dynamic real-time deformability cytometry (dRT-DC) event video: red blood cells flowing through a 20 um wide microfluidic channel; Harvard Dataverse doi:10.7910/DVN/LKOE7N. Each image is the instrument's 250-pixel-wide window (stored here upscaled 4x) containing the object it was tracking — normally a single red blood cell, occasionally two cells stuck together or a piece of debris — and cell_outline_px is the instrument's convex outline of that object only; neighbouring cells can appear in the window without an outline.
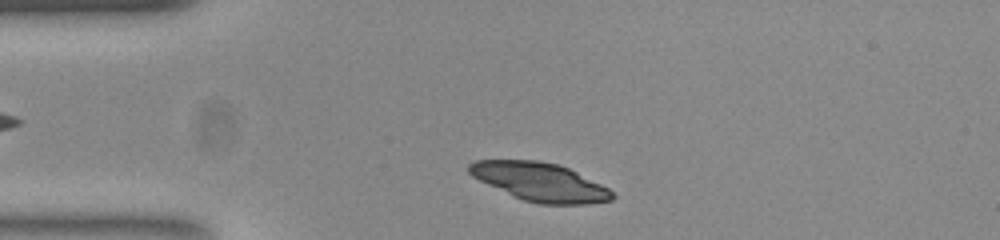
{"species": "common noctule bat (a hibernating species)", "species_latin": "Nyctalus noctula", "temperature_condition": "room temperature", "stored_images_in_passage": 37, "camera_frame_rate_fps": 3000, "um_per_image_px": 0.085, "animal": {"sex": "female", "body_mass_g": 23.0, "forearm_length_mm": 53.4}, "frame": {"image": 1, "passage_image": 2, "time_ms": 0.333, "image_size_px": [1000, 240], "cell_outline_px": [[616, 196], [612, 200], [588, 204], [540, 204], [524, 200], [488, 184], [472, 176], [468, 172], [468, 164], [476, 160], [536, 160], [556, 164], [568, 168], [608, 188]], "centroid_in_image_um": [45.9, 15.46], "position_along_channel_um": 39.1, "area_um2": 31.56}}